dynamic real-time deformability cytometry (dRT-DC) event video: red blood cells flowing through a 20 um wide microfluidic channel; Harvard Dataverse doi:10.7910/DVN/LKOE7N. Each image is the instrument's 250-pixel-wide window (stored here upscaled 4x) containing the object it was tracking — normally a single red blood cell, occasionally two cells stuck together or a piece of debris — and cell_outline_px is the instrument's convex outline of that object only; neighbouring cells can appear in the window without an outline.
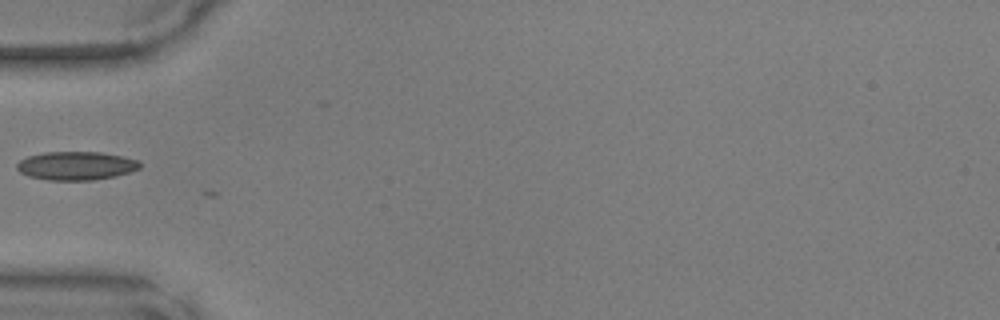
{"species": "common noctule bat (a hibernating species)", "species_latin": "Nyctalus noctula", "temperature_condition": "warm", "stored_images_in_passage": 3, "camera_frame_rate_fps": 3000, "um_per_image_px": 0.085, "animal": {"sex": "male", "body_mass_g": 17.9, "forearm_length_mm": 54.2}, "frame": {"image": 1, "passage_image": 1, "time_ms": 0.0, "image_size_px": [1000, 320], "cell_outline_px": [[140, 168], [116, 176], [92, 180], [48, 180], [28, 176], [20, 172], [16, 168], [16, 164], [20, 160], [28, 156], [44, 152], [100, 152], [120, 156], [136, 160], [140, 164]], "centroid_in_image_um": [6.42, 14.09], "position_along_channel_um": 78.6, "area_um2": 20.29}}